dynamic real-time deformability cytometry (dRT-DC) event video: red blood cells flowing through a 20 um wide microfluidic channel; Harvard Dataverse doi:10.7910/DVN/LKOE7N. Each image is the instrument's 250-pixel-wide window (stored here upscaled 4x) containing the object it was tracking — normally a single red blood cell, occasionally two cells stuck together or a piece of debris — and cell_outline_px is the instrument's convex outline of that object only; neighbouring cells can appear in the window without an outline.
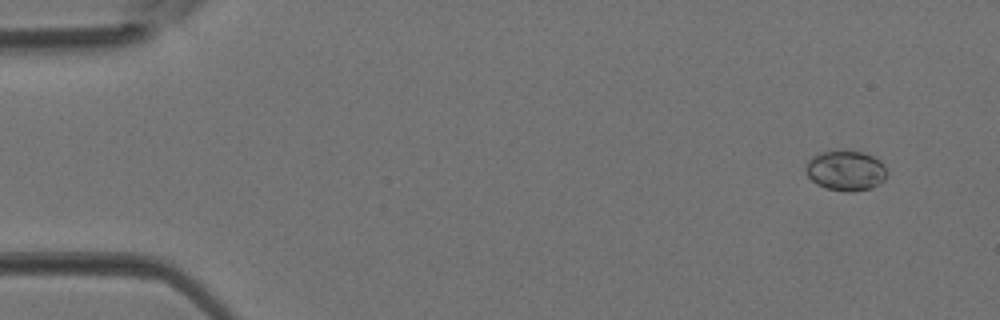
{"species": "Egyptian fruit bat (a non-hibernating species)", "species_latin": "Rousettus aegyptiacus", "temperature_condition": "room temperature", "stored_images_in_passage": 11, "camera_frame_rate_fps": 3000, "um_per_image_px": 0.085, "animal": {"sex": "female"}, "frame": {"image": 1, "passage_image": 3, "time_ms": 0.667, "image_size_px": [1000, 320], "cell_outline_px": [[888, 172], [884, 180], [872, 188], [852, 192], [844, 192], [824, 188], [816, 184], [808, 176], [804, 168], [808, 160], [812, 156], [820, 152], [864, 152], [880, 160], [884, 164]], "centroid_in_image_um": [71.89, 14.53], "position_along_channel_um": 13.1, "area_um2": 19.07}}
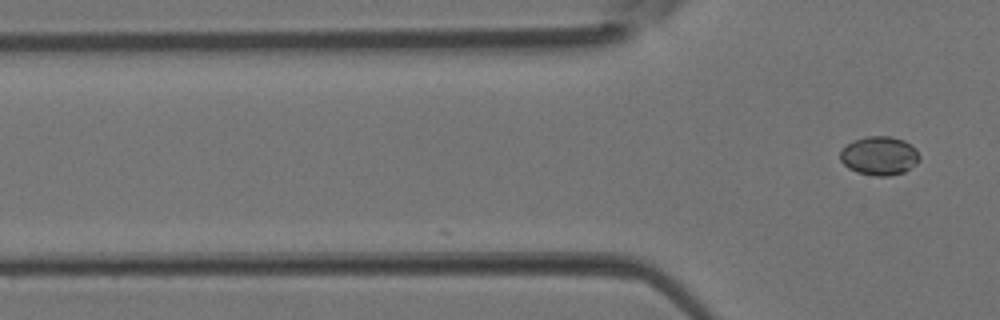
{"frame": {"image": 2, "passage_image": 11, "time_ms": 3.333, "image_size_px": [1000, 320], "cell_outline_px": [[920, 160], [916, 164], [904, 172], [888, 176], [876, 176], [856, 172], [848, 168], [840, 160], [840, 152], [848, 144], [856, 140], [868, 136], [892, 136], [904, 140], [912, 144], [916, 148], [920, 156]], "centroid_in_image_um": [74.78, 13.24], "position_along_channel_um": 51.0, "area_um2": 17.98}}